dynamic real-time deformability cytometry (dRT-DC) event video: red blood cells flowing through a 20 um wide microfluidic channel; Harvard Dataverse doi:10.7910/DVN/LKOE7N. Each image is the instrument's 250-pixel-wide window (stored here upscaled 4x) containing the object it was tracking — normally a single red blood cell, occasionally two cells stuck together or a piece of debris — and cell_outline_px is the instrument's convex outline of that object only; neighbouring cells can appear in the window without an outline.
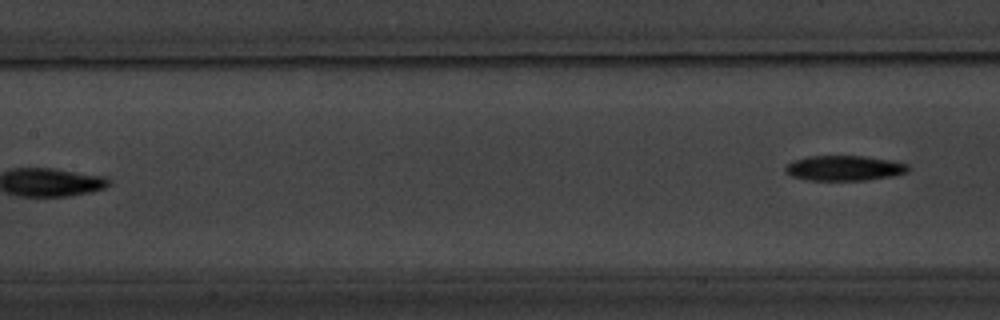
{"species": "common noctule bat (a hibernating species)", "species_latin": "Nyctalus noctula", "temperature_condition": "warm", "stored_images_in_passage": 8, "segment_of_instrument_passage": [2, 2], "camera_frame_rate_fps": 3000, "um_per_image_px": 0.085, "animal": {"sex": "male", "body_mass_g": 20.1, "forearm_length_mm": 53.5}, "frame": {"image": 1, "passage_image": 8, "time_ms": 8.333, "image_size_px": [1000, 320], "cell_outline_px": [[912, 168], [908, 172], [896, 176], [868, 180], [808, 180], [792, 176], [784, 172], [784, 168], [792, 160], [808, 156], [864, 156], [892, 160], [908, 164]], "centroid_in_image_um": [71.81, 14.29], "position_along_channel_um": 135.6, "area_um2": 18.32}}